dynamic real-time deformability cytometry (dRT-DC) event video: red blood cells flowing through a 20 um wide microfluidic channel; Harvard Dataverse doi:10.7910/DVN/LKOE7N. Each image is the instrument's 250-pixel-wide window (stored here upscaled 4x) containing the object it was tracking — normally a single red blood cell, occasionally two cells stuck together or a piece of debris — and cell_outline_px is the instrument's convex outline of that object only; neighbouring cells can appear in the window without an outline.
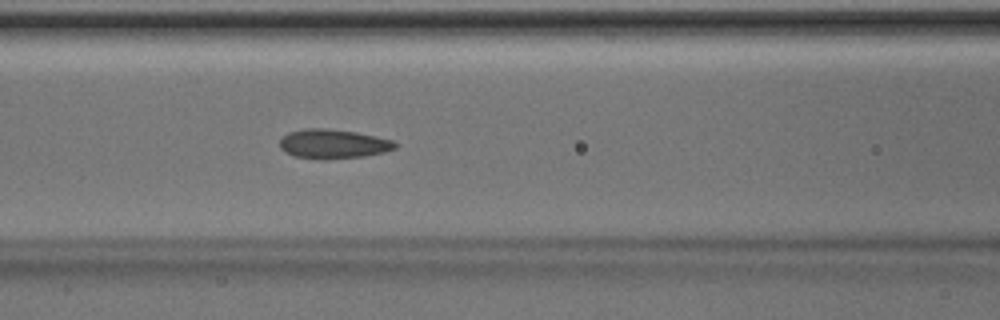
{"species": "Egyptian fruit bat (a non-hibernating species)", "species_latin": "Rousettus aegyptiacus", "temperature_condition": "room temperature", "stored_images_in_passage": 47, "camera_frame_rate_fps": 3000, "um_per_image_px": 0.085, "animal": {"sex": "male"}, "frame": {"image": 1, "passage_image": 18, "time_ms": 5.667, "image_size_px": [1000, 320], "cell_outline_px": [[396, 148], [384, 152], [364, 156], [292, 156], [284, 152], [280, 148], [280, 140], [288, 132], [304, 128], [324, 128], [356, 132], [392, 140], [396, 144]], "centroid_in_image_um": [28.3, 12.18], "position_along_channel_um": 138.3, "area_um2": 18.73}}
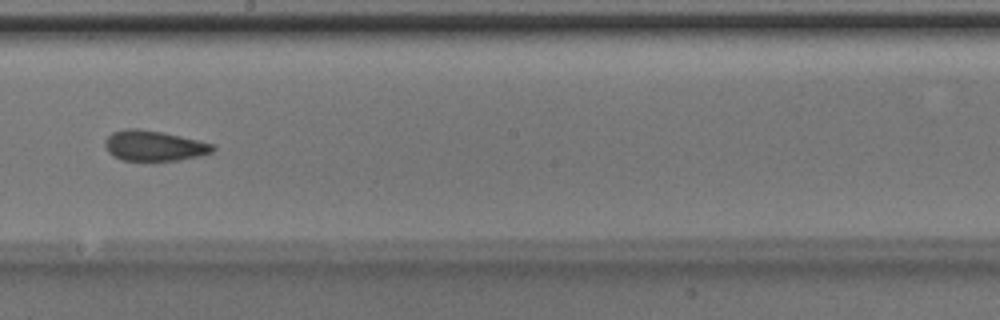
{"frame": {"image": 2, "passage_image": 25, "time_ms": 8.0, "image_size_px": [1000, 320], "cell_outline_px": [[216, 148], [212, 152], [180, 160], [120, 160], [112, 156], [108, 152], [104, 144], [104, 140], [112, 132], [124, 128], [136, 128], [160, 132], [180, 136], [216, 144]], "centroid_in_image_um": [13.06, 12.38], "position_along_channel_um": 235.1, "area_um2": 19.07}}
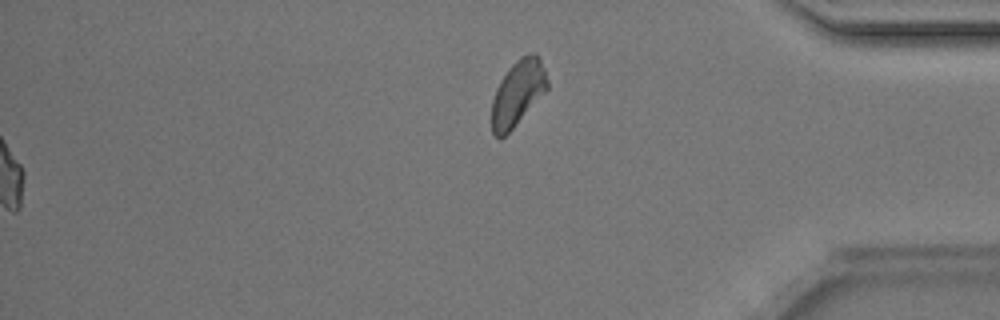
{"frame": {"image": 3, "passage_image": 47, "time_ms": 15.333, "image_size_px": [1000, 320], "cell_outline_px": [[548, 88], [512, 128], [500, 140], [492, 132], [492, 100], [496, 88], [500, 80], [508, 68], [520, 56], [532, 52], [536, 52], [540, 56], [548, 80]], "centroid_in_image_um": [44.01, 7.85], "position_along_channel_um": 391.2, "area_um2": 21.1}, "authors_computed_cell_mechanics": {"area_um2": 19.1896, "velocity_mm_per_s": 4.1621, "shape_relaxation_time_tau1_ms": 2.8979, "shape_relaxation_time_tau2_ms": 1.4867, "deformation_change_tau1": 0.1159, "deformation_change_tau2": 0.085}}